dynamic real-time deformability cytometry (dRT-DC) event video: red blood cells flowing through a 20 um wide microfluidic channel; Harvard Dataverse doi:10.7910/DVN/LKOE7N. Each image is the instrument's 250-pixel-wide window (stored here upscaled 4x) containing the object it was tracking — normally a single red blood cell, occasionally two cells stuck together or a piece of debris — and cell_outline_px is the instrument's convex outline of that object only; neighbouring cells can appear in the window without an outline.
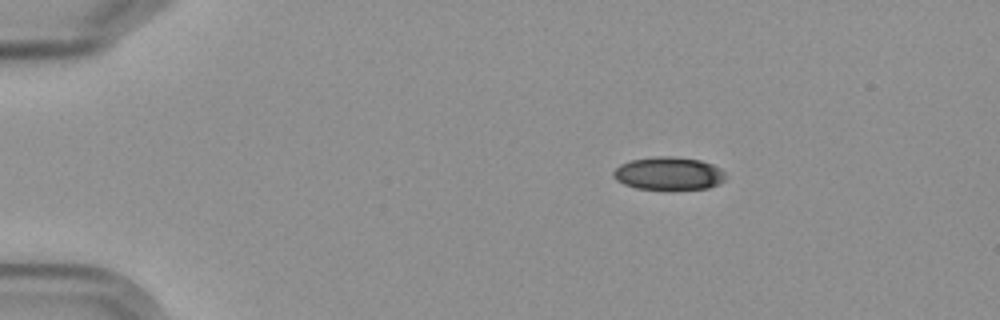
{"species": "Egyptian fruit bat (a non-hibernating species)", "species_latin": "Rousettus aegyptiacus", "temperature_condition": "cold", "stored_images_in_passage": 4, "camera_frame_rate_fps": 3000, "um_per_image_px": 0.085, "frame": {"image": 1, "passage_image": 2, "time_ms": 1.0, "image_size_px": [1000, 320], "cell_outline_px": [[724, 180], [720, 184], [708, 188], [636, 188], [624, 184], [616, 180], [612, 176], [612, 172], [620, 164], [632, 160], [660, 156], [668, 156], [700, 160], [712, 164], [720, 168], [724, 172]], "centroid_in_image_um": [56.83, 14.73], "position_along_channel_um": 28.2, "area_um2": 21.15}}